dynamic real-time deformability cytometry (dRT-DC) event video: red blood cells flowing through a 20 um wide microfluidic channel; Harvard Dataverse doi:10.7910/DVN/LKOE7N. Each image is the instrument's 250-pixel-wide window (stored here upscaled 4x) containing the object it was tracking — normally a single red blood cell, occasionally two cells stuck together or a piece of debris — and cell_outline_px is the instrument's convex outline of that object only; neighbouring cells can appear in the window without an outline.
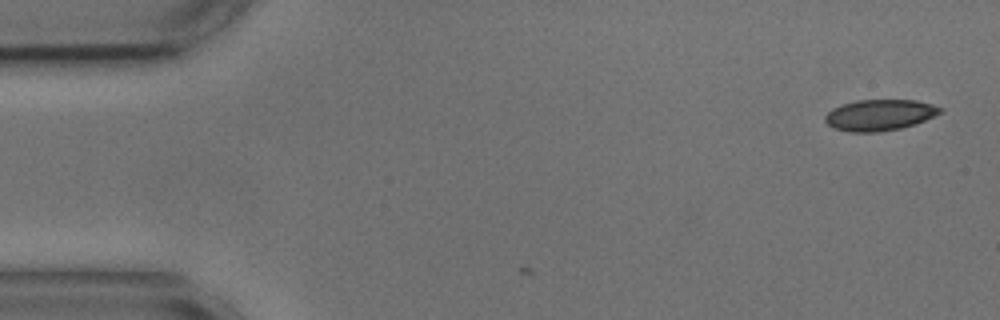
{"species": "common noctule bat (a hibernating species)", "species_latin": "Nyctalus noctula", "temperature_condition": "cold", "stored_images_in_passage": 5, "camera_frame_rate_fps": 3000, "um_per_image_px": 0.085, "animal": {"sex": "male", "body_mass_g": 17.9, "forearm_length_mm": 54.2}, "frame": {"image": 1, "passage_image": 1, "time_ms": 0.0, "image_size_px": [1000, 320], "cell_outline_px": [[944, 112], [924, 120], [900, 128], [876, 132], [848, 132], [836, 128], [828, 124], [824, 120], [824, 116], [832, 108], [856, 100], [916, 100], [932, 104], [944, 108]], "centroid_in_image_um": [74.78, 9.76], "position_along_channel_um": 10.2, "area_um2": 20.75}}